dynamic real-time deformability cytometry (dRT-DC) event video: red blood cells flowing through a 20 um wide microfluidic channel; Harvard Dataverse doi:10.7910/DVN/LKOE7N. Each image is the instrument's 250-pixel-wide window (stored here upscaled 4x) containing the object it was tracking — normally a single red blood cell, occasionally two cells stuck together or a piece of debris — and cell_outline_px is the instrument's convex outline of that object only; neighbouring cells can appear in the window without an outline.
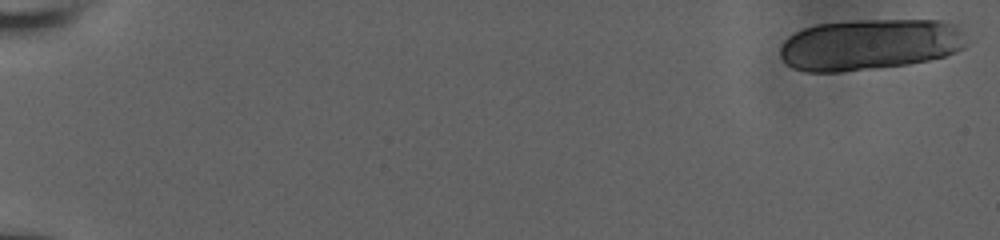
{"species": "human", "species_latin": "Homo sapiens", "temperature_condition": "room temperature", "stored_images_in_passage": 23, "camera_frame_rate_fps": 3000, "um_per_image_px": 0.085, "donor": {"sex": "male"}, "frame": {"image": 1, "passage_image": 1, "time_ms": 0.0, "image_size_px": [1000, 240], "cell_outline_px": [[976, 40], [964, 48], [956, 52], [944, 56], [928, 60], [908, 64], [880, 68], [840, 72], [804, 72], [792, 68], [780, 56], [780, 48], [784, 40], [788, 36], [804, 28], [816, 24], [860, 20], [944, 20], [964, 24]], "centroid_in_image_um": [74.13, 3.76], "position_along_channel_um": 10.9, "area_um2": 57.4}}